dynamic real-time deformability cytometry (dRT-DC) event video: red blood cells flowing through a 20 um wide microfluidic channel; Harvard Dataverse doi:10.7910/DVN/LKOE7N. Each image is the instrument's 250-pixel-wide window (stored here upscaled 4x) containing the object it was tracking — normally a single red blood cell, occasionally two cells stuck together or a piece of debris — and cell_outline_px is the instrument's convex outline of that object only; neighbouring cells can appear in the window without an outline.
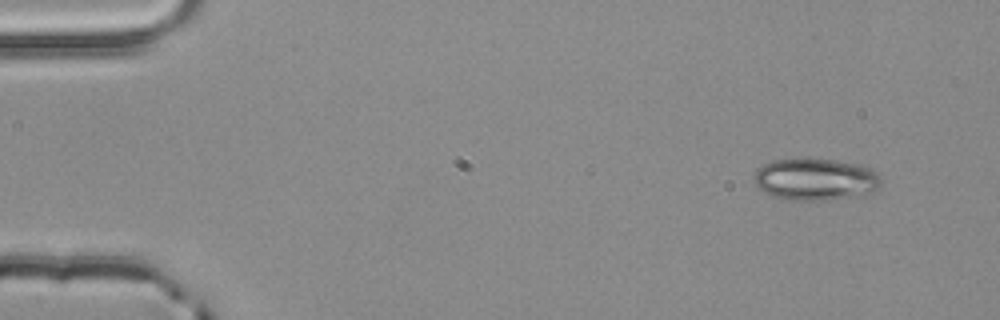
{"species": "common noctule bat (a hibernating species)", "species_latin": "Nyctalus noctula", "temperature_condition": "room temperature", "stored_images_in_passage": 4, "camera_frame_rate_fps": 3000, "um_per_image_px": 0.085, "animal": {"sex": "male", "body_mass_g": 20.4}, "frame": {"image": 1, "passage_image": 1, "time_ms": 0.0, "image_size_px": [1000, 320], "cell_outline_px": [[880, 184], [872, 192], [860, 196], [824, 200], [788, 200], [772, 196], [764, 192], [752, 180], [756, 168], [772, 160], [836, 160], [860, 164], [876, 172], [880, 180]], "centroid_in_image_um": [69.28, 15.26], "position_along_channel_um": 15.7, "area_um2": 30.87}}